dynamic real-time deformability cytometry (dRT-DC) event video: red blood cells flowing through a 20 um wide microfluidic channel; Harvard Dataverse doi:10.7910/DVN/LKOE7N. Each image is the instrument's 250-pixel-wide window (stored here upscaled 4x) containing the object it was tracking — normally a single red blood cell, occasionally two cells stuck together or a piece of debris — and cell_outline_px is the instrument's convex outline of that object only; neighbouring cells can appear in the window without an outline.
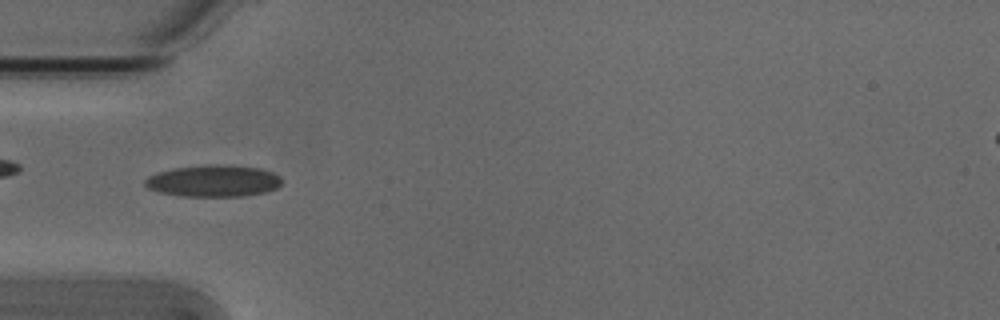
{"species": "Egyptian fruit bat (a non-hibernating species)", "species_latin": "Rousettus aegyptiacus", "temperature_condition": "cold", "stored_images_in_passage": 35, "camera_frame_rate_fps": 3000, "um_per_image_px": 0.085, "animal": {"sex": "male"}, "frame": {"image": 1, "passage_image": 6, "time_ms": 1.667, "image_size_px": [1000, 320], "cell_outline_px": [[280, 184], [276, 188], [264, 192], [244, 196], [180, 196], [160, 192], [148, 188], [144, 184], [144, 180], [148, 176], [156, 172], [172, 168], [208, 164], [220, 164], [260, 168], [272, 172], [280, 176]], "centroid_in_image_um": [18.1, 15.37], "position_along_channel_um": 66.9, "area_um2": 25.37}, "authors_computed_cell_mechanics": {"area_um2": 23.5824, "velocity_mm_per_s": 3.8444, "shape_relaxation_time_tau1_ms": 4.6418, "shape_relaxation_time_tau2_ms": 1.6171, "deformation_change_tau1": 0.1463, "deformation_change_tau2": 0.0882}}